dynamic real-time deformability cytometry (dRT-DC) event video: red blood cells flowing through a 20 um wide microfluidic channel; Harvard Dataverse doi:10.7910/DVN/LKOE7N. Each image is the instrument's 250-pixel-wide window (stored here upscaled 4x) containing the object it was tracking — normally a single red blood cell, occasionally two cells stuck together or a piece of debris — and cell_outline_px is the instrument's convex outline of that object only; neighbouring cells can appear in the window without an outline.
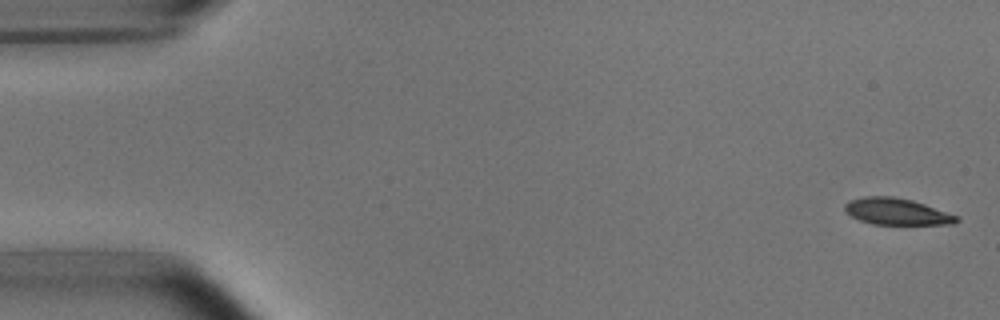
{"species": "common noctule bat (a hibernating species)", "species_latin": "Nyctalus noctula", "temperature_condition": "room temperature", "stored_images_in_passage": 4, "camera_frame_rate_fps": 3000, "um_per_image_px": 0.085, "animal": {"sex": "male", "body_mass_g": 15.6}, "frame": {"image": 1, "passage_image": 1, "time_ms": 0.0, "image_size_px": [1000, 320], "cell_outline_px": [[960, 220], [952, 224], [872, 224], [860, 220], [844, 212], [844, 204], [848, 200], [864, 196], [892, 196], [912, 200], [960, 216]], "centroid_in_image_um": [76.2, 17.97], "position_along_channel_um": 8.8, "area_um2": 17.4}}